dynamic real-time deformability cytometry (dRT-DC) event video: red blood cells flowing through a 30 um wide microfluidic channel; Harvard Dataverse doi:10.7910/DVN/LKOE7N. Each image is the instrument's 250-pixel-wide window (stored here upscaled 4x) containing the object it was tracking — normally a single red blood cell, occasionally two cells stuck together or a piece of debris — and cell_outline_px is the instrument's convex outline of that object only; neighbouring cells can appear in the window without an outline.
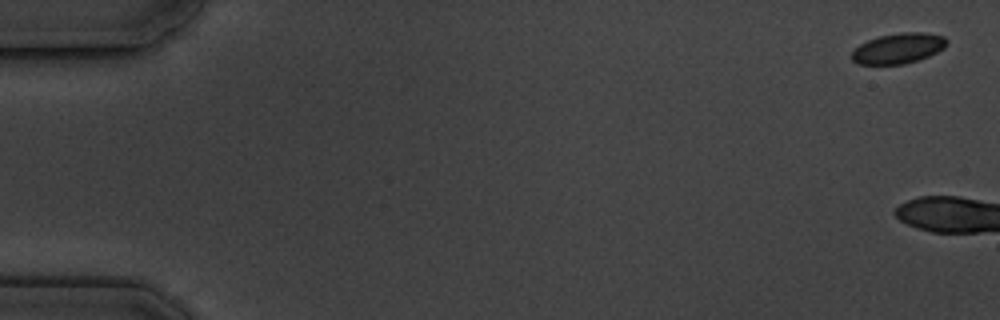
{"species": "common noctule bat (a hibernating species)", "species_latin": "Nyctalus noctula", "temperature_condition": "cold", "stored_images_in_passage": 5, "camera_frame_rate_fps": 3000, "um_per_image_px": 0.085, "animal": {"sex": "male", "body_mass_g": 19.5, "forearm_length_mm": 54.6}, "frame": {"image": 1, "passage_image": 1, "time_ms": 0.0, "image_size_px": [1000, 320], "cell_outline_px": [[948, 44], [944, 48], [928, 56], [904, 64], [856, 64], [852, 60], [852, 52], [860, 44], [868, 40], [880, 36], [904, 32], [924, 32], [944, 36], [948, 40]], "centroid_in_image_um": [76.37, 4.1], "position_along_channel_um": 8.6, "area_um2": 16.7}}